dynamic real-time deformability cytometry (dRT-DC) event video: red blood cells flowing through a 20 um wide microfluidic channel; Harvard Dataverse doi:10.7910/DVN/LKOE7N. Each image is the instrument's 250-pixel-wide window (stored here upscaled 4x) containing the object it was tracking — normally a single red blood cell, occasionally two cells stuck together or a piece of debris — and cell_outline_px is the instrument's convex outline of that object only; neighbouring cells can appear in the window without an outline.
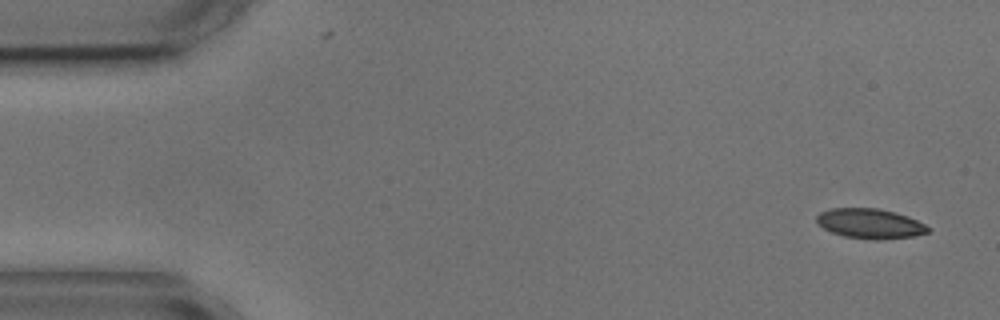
{"species": "common noctule bat (a hibernating species)", "species_latin": "Nyctalus noctula", "temperature_condition": "cold", "stored_images_in_passage": 9, "camera_frame_rate_fps": 3000, "um_per_image_px": 0.085, "animal": {"sex": "male", "body_mass_g": 17.9, "forearm_length_mm": 54.2}, "frame": {"image": 1, "passage_image": 1, "time_ms": 0.0, "image_size_px": [1000, 320], "cell_outline_px": [[932, 228], [928, 232], [912, 236], [876, 240], [844, 236], [832, 232], [816, 224], [816, 216], [820, 212], [828, 208], [876, 208], [896, 212], [908, 216]], "centroid_in_image_um": [73.93, 18.99], "position_along_channel_um": 11.1, "area_um2": 19.42}}